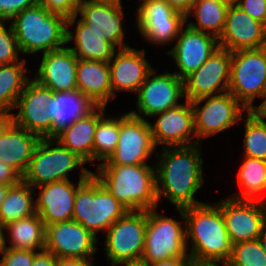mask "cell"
I'll use <instances>...</instances> for the list:
<instances>
[{
    "instance_id": "cell-1",
    "label": "cell",
    "mask_w": 266,
    "mask_h": 266,
    "mask_svg": "<svg viewBox=\"0 0 266 266\" xmlns=\"http://www.w3.org/2000/svg\"><path fill=\"white\" fill-rule=\"evenodd\" d=\"M202 143L189 146L163 147L155 157L156 193L158 202L165 197L177 208L204 202L195 199L203 186ZM160 155V157H159Z\"/></svg>"
},
{
    "instance_id": "cell-2",
    "label": "cell",
    "mask_w": 266,
    "mask_h": 266,
    "mask_svg": "<svg viewBox=\"0 0 266 266\" xmlns=\"http://www.w3.org/2000/svg\"><path fill=\"white\" fill-rule=\"evenodd\" d=\"M186 244L193 259L226 263L232 246L220 206L214 202L183 208ZM190 240V241H189ZM191 243V244H190ZM190 244V245H188Z\"/></svg>"
},
{
    "instance_id": "cell-3",
    "label": "cell",
    "mask_w": 266,
    "mask_h": 266,
    "mask_svg": "<svg viewBox=\"0 0 266 266\" xmlns=\"http://www.w3.org/2000/svg\"><path fill=\"white\" fill-rule=\"evenodd\" d=\"M92 172L128 211L158 208L155 165H96Z\"/></svg>"
},
{
    "instance_id": "cell-4",
    "label": "cell",
    "mask_w": 266,
    "mask_h": 266,
    "mask_svg": "<svg viewBox=\"0 0 266 266\" xmlns=\"http://www.w3.org/2000/svg\"><path fill=\"white\" fill-rule=\"evenodd\" d=\"M67 17L50 12L36 3L10 22L20 54H42L64 48L67 44Z\"/></svg>"
},
{
    "instance_id": "cell-5",
    "label": "cell",
    "mask_w": 266,
    "mask_h": 266,
    "mask_svg": "<svg viewBox=\"0 0 266 266\" xmlns=\"http://www.w3.org/2000/svg\"><path fill=\"white\" fill-rule=\"evenodd\" d=\"M85 164L82 158L54 138H41L23 175V181L35 188L47 183L71 180L68 173L80 167L79 176L89 177L93 171L88 170Z\"/></svg>"
},
{
    "instance_id": "cell-6",
    "label": "cell",
    "mask_w": 266,
    "mask_h": 266,
    "mask_svg": "<svg viewBox=\"0 0 266 266\" xmlns=\"http://www.w3.org/2000/svg\"><path fill=\"white\" fill-rule=\"evenodd\" d=\"M228 92L248 110H259L266 103V46L231 52ZM256 97L263 101L253 104Z\"/></svg>"
},
{
    "instance_id": "cell-7",
    "label": "cell",
    "mask_w": 266,
    "mask_h": 266,
    "mask_svg": "<svg viewBox=\"0 0 266 266\" xmlns=\"http://www.w3.org/2000/svg\"><path fill=\"white\" fill-rule=\"evenodd\" d=\"M127 211L91 174L77 188L72 220L97 237L98 232H106Z\"/></svg>"
},
{
    "instance_id": "cell-8",
    "label": "cell",
    "mask_w": 266,
    "mask_h": 266,
    "mask_svg": "<svg viewBox=\"0 0 266 266\" xmlns=\"http://www.w3.org/2000/svg\"><path fill=\"white\" fill-rule=\"evenodd\" d=\"M155 209L147 210L145 244L140 264L147 266L170 258L191 257L187 253L183 208H177L181 221L159 214Z\"/></svg>"
},
{
    "instance_id": "cell-9",
    "label": "cell",
    "mask_w": 266,
    "mask_h": 266,
    "mask_svg": "<svg viewBox=\"0 0 266 266\" xmlns=\"http://www.w3.org/2000/svg\"><path fill=\"white\" fill-rule=\"evenodd\" d=\"M147 210L127 211L106 231L105 255L110 265L140 263L146 235Z\"/></svg>"
},
{
    "instance_id": "cell-10",
    "label": "cell",
    "mask_w": 266,
    "mask_h": 266,
    "mask_svg": "<svg viewBox=\"0 0 266 266\" xmlns=\"http://www.w3.org/2000/svg\"><path fill=\"white\" fill-rule=\"evenodd\" d=\"M205 101V102H204ZM204 102V105H200ZM194 112V130L200 143L207 137L225 132L244 119L248 111L230 92L191 101Z\"/></svg>"
},
{
    "instance_id": "cell-11",
    "label": "cell",
    "mask_w": 266,
    "mask_h": 266,
    "mask_svg": "<svg viewBox=\"0 0 266 266\" xmlns=\"http://www.w3.org/2000/svg\"><path fill=\"white\" fill-rule=\"evenodd\" d=\"M119 134L116 150L99 165L148 164L152 154L157 153L148 119L125 112L120 116Z\"/></svg>"
},
{
    "instance_id": "cell-12",
    "label": "cell",
    "mask_w": 266,
    "mask_h": 266,
    "mask_svg": "<svg viewBox=\"0 0 266 266\" xmlns=\"http://www.w3.org/2000/svg\"><path fill=\"white\" fill-rule=\"evenodd\" d=\"M136 9V26L148 43L169 45L175 42L186 16L170 7L164 0H140Z\"/></svg>"
},
{
    "instance_id": "cell-13",
    "label": "cell",
    "mask_w": 266,
    "mask_h": 266,
    "mask_svg": "<svg viewBox=\"0 0 266 266\" xmlns=\"http://www.w3.org/2000/svg\"><path fill=\"white\" fill-rule=\"evenodd\" d=\"M157 72L153 68L140 86L136 95L138 112L136 110L129 112L133 116L143 119L152 118L155 114L181 104L178 101L184 98L183 79L174 72L167 71L161 74Z\"/></svg>"
},
{
    "instance_id": "cell-14",
    "label": "cell",
    "mask_w": 266,
    "mask_h": 266,
    "mask_svg": "<svg viewBox=\"0 0 266 266\" xmlns=\"http://www.w3.org/2000/svg\"><path fill=\"white\" fill-rule=\"evenodd\" d=\"M232 244L256 240L266 225V202L228 197L216 202Z\"/></svg>"
},
{
    "instance_id": "cell-15",
    "label": "cell",
    "mask_w": 266,
    "mask_h": 266,
    "mask_svg": "<svg viewBox=\"0 0 266 266\" xmlns=\"http://www.w3.org/2000/svg\"><path fill=\"white\" fill-rule=\"evenodd\" d=\"M230 63L231 52L221 47L216 49L199 69L183 79L184 98L191 102L228 92Z\"/></svg>"
},
{
    "instance_id": "cell-16",
    "label": "cell",
    "mask_w": 266,
    "mask_h": 266,
    "mask_svg": "<svg viewBox=\"0 0 266 266\" xmlns=\"http://www.w3.org/2000/svg\"><path fill=\"white\" fill-rule=\"evenodd\" d=\"M98 238L74 220L46 225L45 250L57 258L94 259Z\"/></svg>"
},
{
    "instance_id": "cell-17",
    "label": "cell",
    "mask_w": 266,
    "mask_h": 266,
    "mask_svg": "<svg viewBox=\"0 0 266 266\" xmlns=\"http://www.w3.org/2000/svg\"><path fill=\"white\" fill-rule=\"evenodd\" d=\"M53 91L31 79L18 97L13 113V122L38 135L40 138H53V121L48 116L47 104Z\"/></svg>"
},
{
    "instance_id": "cell-18",
    "label": "cell",
    "mask_w": 266,
    "mask_h": 266,
    "mask_svg": "<svg viewBox=\"0 0 266 266\" xmlns=\"http://www.w3.org/2000/svg\"><path fill=\"white\" fill-rule=\"evenodd\" d=\"M154 124L149 123L155 146L176 147L196 145L200 142L194 130V112L191 102L185 99L176 107L153 115ZM191 136V137H190ZM197 140V141H196Z\"/></svg>"
},
{
    "instance_id": "cell-19",
    "label": "cell",
    "mask_w": 266,
    "mask_h": 266,
    "mask_svg": "<svg viewBox=\"0 0 266 266\" xmlns=\"http://www.w3.org/2000/svg\"><path fill=\"white\" fill-rule=\"evenodd\" d=\"M219 48L218 39L210 34L184 24L179 31L173 48L167 52L175 60L178 71H173L184 79L191 72L199 69Z\"/></svg>"
},
{
    "instance_id": "cell-20",
    "label": "cell",
    "mask_w": 266,
    "mask_h": 266,
    "mask_svg": "<svg viewBox=\"0 0 266 266\" xmlns=\"http://www.w3.org/2000/svg\"><path fill=\"white\" fill-rule=\"evenodd\" d=\"M219 47L230 52L266 46V26L254 20L237 5H229Z\"/></svg>"
},
{
    "instance_id": "cell-21",
    "label": "cell",
    "mask_w": 266,
    "mask_h": 266,
    "mask_svg": "<svg viewBox=\"0 0 266 266\" xmlns=\"http://www.w3.org/2000/svg\"><path fill=\"white\" fill-rule=\"evenodd\" d=\"M87 178L79 177L76 185L73 181L63 180L34 188V190L40 188L39 196L35 198V209L45 226L72 220L77 188Z\"/></svg>"
},
{
    "instance_id": "cell-22",
    "label": "cell",
    "mask_w": 266,
    "mask_h": 266,
    "mask_svg": "<svg viewBox=\"0 0 266 266\" xmlns=\"http://www.w3.org/2000/svg\"><path fill=\"white\" fill-rule=\"evenodd\" d=\"M115 52L110 60V79L112 86V101L116 91L137 93L146 76L153 69L145 57V49L136 50L132 47L122 48Z\"/></svg>"
},
{
    "instance_id": "cell-23",
    "label": "cell",
    "mask_w": 266,
    "mask_h": 266,
    "mask_svg": "<svg viewBox=\"0 0 266 266\" xmlns=\"http://www.w3.org/2000/svg\"><path fill=\"white\" fill-rule=\"evenodd\" d=\"M77 16L90 26L93 32L101 35L116 49L129 47L125 40L123 28V5L121 2L114 3H91L82 2L79 5Z\"/></svg>"
},
{
    "instance_id": "cell-24",
    "label": "cell",
    "mask_w": 266,
    "mask_h": 266,
    "mask_svg": "<svg viewBox=\"0 0 266 266\" xmlns=\"http://www.w3.org/2000/svg\"><path fill=\"white\" fill-rule=\"evenodd\" d=\"M34 79L53 92L77 90L76 69L78 58L68 46L44 53Z\"/></svg>"
},
{
    "instance_id": "cell-25",
    "label": "cell",
    "mask_w": 266,
    "mask_h": 266,
    "mask_svg": "<svg viewBox=\"0 0 266 266\" xmlns=\"http://www.w3.org/2000/svg\"><path fill=\"white\" fill-rule=\"evenodd\" d=\"M77 15L67 19V44L74 40V47L68 45V48L75 54L78 59L95 60L109 63L112 59L116 48L101 35L95 33L84 23ZM77 23L76 25H74ZM75 26L71 32L70 27Z\"/></svg>"
},
{
    "instance_id": "cell-26",
    "label": "cell",
    "mask_w": 266,
    "mask_h": 266,
    "mask_svg": "<svg viewBox=\"0 0 266 266\" xmlns=\"http://www.w3.org/2000/svg\"><path fill=\"white\" fill-rule=\"evenodd\" d=\"M77 90L96 106L106 107L112 101L110 68L107 62L78 59Z\"/></svg>"
},
{
    "instance_id": "cell-27",
    "label": "cell",
    "mask_w": 266,
    "mask_h": 266,
    "mask_svg": "<svg viewBox=\"0 0 266 266\" xmlns=\"http://www.w3.org/2000/svg\"><path fill=\"white\" fill-rule=\"evenodd\" d=\"M40 139L38 135L12 122L0 136V160L23 176Z\"/></svg>"
},
{
    "instance_id": "cell-28",
    "label": "cell",
    "mask_w": 266,
    "mask_h": 266,
    "mask_svg": "<svg viewBox=\"0 0 266 266\" xmlns=\"http://www.w3.org/2000/svg\"><path fill=\"white\" fill-rule=\"evenodd\" d=\"M106 107L96 106L86 116L59 132L54 139L86 163L93 162V143L99 119L106 114Z\"/></svg>"
},
{
    "instance_id": "cell-29",
    "label": "cell",
    "mask_w": 266,
    "mask_h": 266,
    "mask_svg": "<svg viewBox=\"0 0 266 266\" xmlns=\"http://www.w3.org/2000/svg\"><path fill=\"white\" fill-rule=\"evenodd\" d=\"M95 107L96 105L79 90L53 92L47 104L48 116L53 121V138Z\"/></svg>"
},
{
    "instance_id": "cell-30",
    "label": "cell",
    "mask_w": 266,
    "mask_h": 266,
    "mask_svg": "<svg viewBox=\"0 0 266 266\" xmlns=\"http://www.w3.org/2000/svg\"><path fill=\"white\" fill-rule=\"evenodd\" d=\"M4 232V237L11 242L8 246V240L4 238L5 247L36 252L45 250L46 226L37 213L8 223Z\"/></svg>"
},
{
    "instance_id": "cell-31",
    "label": "cell",
    "mask_w": 266,
    "mask_h": 266,
    "mask_svg": "<svg viewBox=\"0 0 266 266\" xmlns=\"http://www.w3.org/2000/svg\"><path fill=\"white\" fill-rule=\"evenodd\" d=\"M228 8L225 0H195L186 14V24L219 39L225 27ZM191 15L196 22H187Z\"/></svg>"
},
{
    "instance_id": "cell-32",
    "label": "cell",
    "mask_w": 266,
    "mask_h": 266,
    "mask_svg": "<svg viewBox=\"0 0 266 266\" xmlns=\"http://www.w3.org/2000/svg\"><path fill=\"white\" fill-rule=\"evenodd\" d=\"M237 178L242 190L232 194V198L266 202V160L243 157Z\"/></svg>"
},
{
    "instance_id": "cell-33",
    "label": "cell",
    "mask_w": 266,
    "mask_h": 266,
    "mask_svg": "<svg viewBox=\"0 0 266 266\" xmlns=\"http://www.w3.org/2000/svg\"><path fill=\"white\" fill-rule=\"evenodd\" d=\"M34 188L23 180L9 188L5 200L0 205V223H8L27 218L36 213Z\"/></svg>"
},
{
    "instance_id": "cell-34",
    "label": "cell",
    "mask_w": 266,
    "mask_h": 266,
    "mask_svg": "<svg viewBox=\"0 0 266 266\" xmlns=\"http://www.w3.org/2000/svg\"><path fill=\"white\" fill-rule=\"evenodd\" d=\"M26 63L24 58L18 62L0 65V110H15L18 97L31 80L26 74Z\"/></svg>"
},
{
    "instance_id": "cell-35",
    "label": "cell",
    "mask_w": 266,
    "mask_h": 266,
    "mask_svg": "<svg viewBox=\"0 0 266 266\" xmlns=\"http://www.w3.org/2000/svg\"><path fill=\"white\" fill-rule=\"evenodd\" d=\"M243 156L266 160V117L259 111H246Z\"/></svg>"
},
{
    "instance_id": "cell-36",
    "label": "cell",
    "mask_w": 266,
    "mask_h": 266,
    "mask_svg": "<svg viewBox=\"0 0 266 266\" xmlns=\"http://www.w3.org/2000/svg\"><path fill=\"white\" fill-rule=\"evenodd\" d=\"M120 117H107L105 114L99 119L93 143V162L98 164L106 161L116 150L119 140ZM100 161V162H99ZM102 161V162H101Z\"/></svg>"
},
{
    "instance_id": "cell-37",
    "label": "cell",
    "mask_w": 266,
    "mask_h": 266,
    "mask_svg": "<svg viewBox=\"0 0 266 266\" xmlns=\"http://www.w3.org/2000/svg\"><path fill=\"white\" fill-rule=\"evenodd\" d=\"M227 266H266V254L259 240L245 241L232 246Z\"/></svg>"
},
{
    "instance_id": "cell-38",
    "label": "cell",
    "mask_w": 266,
    "mask_h": 266,
    "mask_svg": "<svg viewBox=\"0 0 266 266\" xmlns=\"http://www.w3.org/2000/svg\"><path fill=\"white\" fill-rule=\"evenodd\" d=\"M6 21H0V65L11 64L20 61V50L14 35L12 25L5 27Z\"/></svg>"
},
{
    "instance_id": "cell-39",
    "label": "cell",
    "mask_w": 266,
    "mask_h": 266,
    "mask_svg": "<svg viewBox=\"0 0 266 266\" xmlns=\"http://www.w3.org/2000/svg\"><path fill=\"white\" fill-rule=\"evenodd\" d=\"M36 251L4 247L0 252L1 266H32Z\"/></svg>"
},
{
    "instance_id": "cell-40",
    "label": "cell",
    "mask_w": 266,
    "mask_h": 266,
    "mask_svg": "<svg viewBox=\"0 0 266 266\" xmlns=\"http://www.w3.org/2000/svg\"><path fill=\"white\" fill-rule=\"evenodd\" d=\"M36 3L38 0H0V21H11L18 13Z\"/></svg>"
},
{
    "instance_id": "cell-41",
    "label": "cell",
    "mask_w": 266,
    "mask_h": 266,
    "mask_svg": "<svg viewBox=\"0 0 266 266\" xmlns=\"http://www.w3.org/2000/svg\"><path fill=\"white\" fill-rule=\"evenodd\" d=\"M48 11L71 17L77 14L81 0H38Z\"/></svg>"
},
{
    "instance_id": "cell-42",
    "label": "cell",
    "mask_w": 266,
    "mask_h": 266,
    "mask_svg": "<svg viewBox=\"0 0 266 266\" xmlns=\"http://www.w3.org/2000/svg\"><path fill=\"white\" fill-rule=\"evenodd\" d=\"M236 5L266 26V0H241Z\"/></svg>"
},
{
    "instance_id": "cell-43",
    "label": "cell",
    "mask_w": 266,
    "mask_h": 266,
    "mask_svg": "<svg viewBox=\"0 0 266 266\" xmlns=\"http://www.w3.org/2000/svg\"><path fill=\"white\" fill-rule=\"evenodd\" d=\"M23 180V176L10 165L0 160V184L16 185Z\"/></svg>"
},
{
    "instance_id": "cell-44",
    "label": "cell",
    "mask_w": 266,
    "mask_h": 266,
    "mask_svg": "<svg viewBox=\"0 0 266 266\" xmlns=\"http://www.w3.org/2000/svg\"><path fill=\"white\" fill-rule=\"evenodd\" d=\"M58 258L47 250L38 251L34 255L32 266H56Z\"/></svg>"
},
{
    "instance_id": "cell-45",
    "label": "cell",
    "mask_w": 266,
    "mask_h": 266,
    "mask_svg": "<svg viewBox=\"0 0 266 266\" xmlns=\"http://www.w3.org/2000/svg\"><path fill=\"white\" fill-rule=\"evenodd\" d=\"M94 259L58 258L56 266H95Z\"/></svg>"
},
{
    "instance_id": "cell-46",
    "label": "cell",
    "mask_w": 266,
    "mask_h": 266,
    "mask_svg": "<svg viewBox=\"0 0 266 266\" xmlns=\"http://www.w3.org/2000/svg\"><path fill=\"white\" fill-rule=\"evenodd\" d=\"M170 7L183 13L185 16L191 10L195 0H164Z\"/></svg>"
},
{
    "instance_id": "cell-47",
    "label": "cell",
    "mask_w": 266,
    "mask_h": 266,
    "mask_svg": "<svg viewBox=\"0 0 266 266\" xmlns=\"http://www.w3.org/2000/svg\"><path fill=\"white\" fill-rule=\"evenodd\" d=\"M190 258L191 257L170 258L167 260L154 262L147 266H188Z\"/></svg>"
},
{
    "instance_id": "cell-48",
    "label": "cell",
    "mask_w": 266,
    "mask_h": 266,
    "mask_svg": "<svg viewBox=\"0 0 266 266\" xmlns=\"http://www.w3.org/2000/svg\"><path fill=\"white\" fill-rule=\"evenodd\" d=\"M6 110H0V136L13 122V112Z\"/></svg>"
},
{
    "instance_id": "cell-49",
    "label": "cell",
    "mask_w": 266,
    "mask_h": 266,
    "mask_svg": "<svg viewBox=\"0 0 266 266\" xmlns=\"http://www.w3.org/2000/svg\"><path fill=\"white\" fill-rule=\"evenodd\" d=\"M227 266L226 263L220 261H208V260H197L190 258L188 266Z\"/></svg>"
},
{
    "instance_id": "cell-50",
    "label": "cell",
    "mask_w": 266,
    "mask_h": 266,
    "mask_svg": "<svg viewBox=\"0 0 266 266\" xmlns=\"http://www.w3.org/2000/svg\"><path fill=\"white\" fill-rule=\"evenodd\" d=\"M257 239L259 240L262 250L266 254V225L263 227V230Z\"/></svg>"
},
{
    "instance_id": "cell-51",
    "label": "cell",
    "mask_w": 266,
    "mask_h": 266,
    "mask_svg": "<svg viewBox=\"0 0 266 266\" xmlns=\"http://www.w3.org/2000/svg\"><path fill=\"white\" fill-rule=\"evenodd\" d=\"M13 185L0 184V205L5 200L9 188Z\"/></svg>"
},
{
    "instance_id": "cell-52",
    "label": "cell",
    "mask_w": 266,
    "mask_h": 266,
    "mask_svg": "<svg viewBox=\"0 0 266 266\" xmlns=\"http://www.w3.org/2000/svg\"><path fill=\"white\" fill-rule=\"evenodd\" d=\"M81 2H91V3H114L122 2L121 0H81Z\"/></svg>"
},
{
    "instance_id": "cell-53",
    "label": "cell",
    "mask_w": 266,
    "mask_h": 266,
    "mask_svg": "<svg viewBox=\"0 0 266 266\" xmlns=\"http://www.w3.org/2000/svg\"><path fill=\"white\" fill-rule=\"evenodd\" d=\"M4 226L0 223V252L5 247L4 246Z\"/></svg>"
},
{
    "instance_id": "cell-54",
    "label": "cell",
    "mask_w": 266,
    "mask_h": 266,
    "mask_svg": "<svg viewBox=\"0 0 266 266\" xmlns=\"http://www.w3.org/2000/svg\"><path fill=\"white\" fill-rule=\"evenodd\" d=\"M229 5H236L238 4L241 0H225Z\"/></svg>"
},
{
    "instance_id": "cell-55",
    "label": "cell",
    "mask_w": 266,
    "mask_h": 266,
    "mask_svg": "<svg viewBox=\"0 0 266 266\" xmlns=\"http://www.w3.org/2000/svg\"><path fill=\"white\" fill-rule=\"evenodd\" d=\"M259 111L266 117V103L259 109Z\"/></svg>"
},
{
    "instance_id": "cell-56",
    "label": "cell",
    "mask_w": 266,
    "mask_h": 266,
    "mask_svg": "<svg viewBox=\"0 0 266 266\" xmlns=\"http://www.w3.org/2000/svg\"><path fill=\"white\" fill-rule=\"evenodd\" d=\"M123 266H146V265L136 263V264H123Z\"/></svg>"
}]
</instances>
